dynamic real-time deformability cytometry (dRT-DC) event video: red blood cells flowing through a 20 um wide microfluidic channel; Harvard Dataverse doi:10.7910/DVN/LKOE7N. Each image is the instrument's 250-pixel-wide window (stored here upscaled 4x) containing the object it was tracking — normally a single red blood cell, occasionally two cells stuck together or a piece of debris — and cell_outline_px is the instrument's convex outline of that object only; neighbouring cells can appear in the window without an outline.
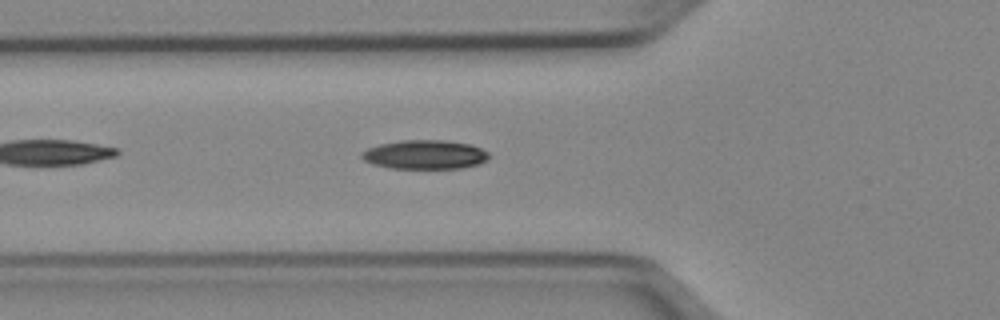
{"species": "Egyptian fruit bat (a non-hibernating species)", "species_latin": "Rousettus aegyptiacus", "temperature_condition": "cold", "stored_images_in_passage": 39, "camera_frame_rate_fps": 3000, "um_per_image_px": 0.085, "animal": {"sex": "female"}, "frame": {"image": 1, "passage_image": 6, "time_ms": 1.667, "image_size_px": [1000, 320], "cell_outline_px": [[488, 160], [480, 164], [460, 168], [392, 168], [372, 164], [364, 160], [360, 156], [360, 152], [368, 148], [380, 144], [400, 140], [444, 140], [472, 144], [488, 152]], "centroid_in_image_um": [36.11, 13.13], "position_along_channel_um": 89.7, "area_um2": 21.62}}
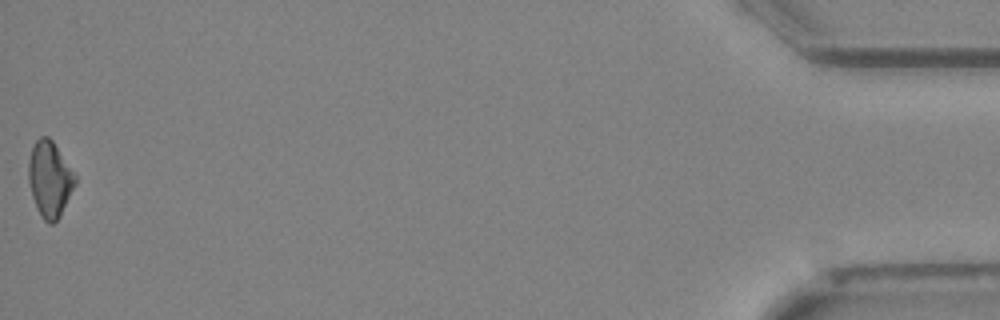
{"frame": {"image": 2, "passage_image": 39, "time_ms": 12.667, "image_size_px": [1000, 320], "cell_outline_px": [[76, 184], [60, 216], [52, 224], [48, 224], [40, 216], [36, 208], [32, 196], [28, 180], [28, 164], [32, 148], [36, 140], [40, 136], [48, 136], [52, 140], [76, 176]], "centroid_in_image_um": [4.22, 15.24], "position_along_channel_um": 431.0, "area_um2": 20.52}, "authors_computed_cell_mechanics": {"area_um2": 20.7502, "velocity_mm_per_s": 3.9811, "shape_relaxation_time_tau1_ms": 3.4076, "shape_relaxation_time_tau2_ms": null, "deformation_change_tau1": 0.0977, "deformation_change_tau2": null}}